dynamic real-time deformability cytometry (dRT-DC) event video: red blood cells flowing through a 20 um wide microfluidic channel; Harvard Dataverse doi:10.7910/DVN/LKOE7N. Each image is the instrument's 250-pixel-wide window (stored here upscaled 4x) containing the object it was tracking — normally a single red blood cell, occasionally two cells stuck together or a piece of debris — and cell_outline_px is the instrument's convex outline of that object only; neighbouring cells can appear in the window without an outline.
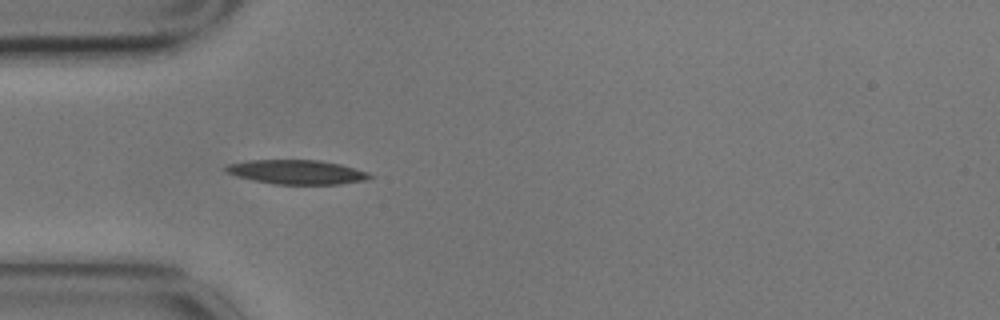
{"species": "common noctule bat (a hibernating species)", "species_latin": "Nyctalus noctula", "temperature_condition": "cold", "stored_images_in_passage": 6, "camera_frame_rate_fps": 3000, "um_per_image_px": 0.085, "animal": {"sex": "male", "body_mass_g": 17.9}, "frame": {"image": 1, "passage_image": 4, "time_ms": 1.0, "image_size_px": [1000, 320], "cell_outline_px": [[376, 176], [368, 180], [340, 184], [272, 184], [252, 180], [228, 172], [224, 168], [228, 164], [248, 160], [320, 160], [340, 164], [368, 172]], "centroid_in_image_um": [25.3, 14.62], "position_along_channel_um": 59.7, "area_um2": 20.35}}